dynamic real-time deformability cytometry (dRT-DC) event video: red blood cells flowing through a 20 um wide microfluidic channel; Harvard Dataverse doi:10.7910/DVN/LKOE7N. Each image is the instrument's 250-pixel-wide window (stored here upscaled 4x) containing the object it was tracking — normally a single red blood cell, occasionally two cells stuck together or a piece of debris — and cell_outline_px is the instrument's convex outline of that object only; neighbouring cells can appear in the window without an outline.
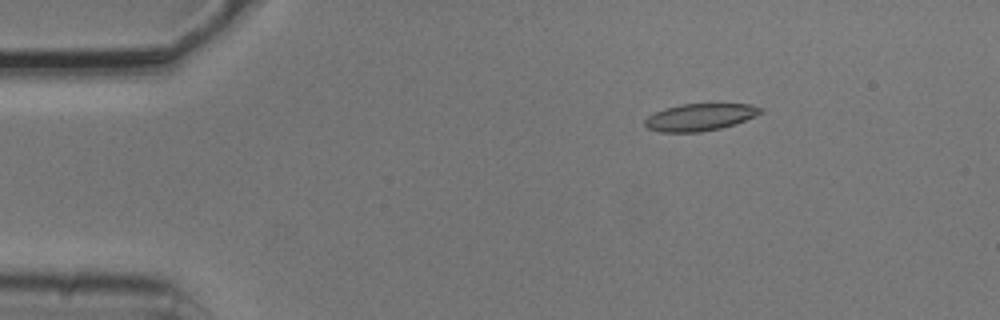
{"species": "common noctule bat (a hibernating species)", "species_latin": "Nyctalus noctula", "temperature_condition": "cold", "stored_images_in_passage": 5, "camera_frame_rate_fps": 3000, "um_per_image_px": 0.085, "animal": {"sex": "male", "body_mass_g": 20.5, "forearm_length_mm": 52.5}, "frame": {"image": 1, "passage_image": 3, "time_ms": 0.667, "image_size_px": [1000, 320], "cell_outline_px": [[764, 112], [756, 116], [736, 124], [720, 128], [700, 132], [660, 132], [648, 128], [644, 124], [644, 120], [648, 116], [664, 108], [680, 104], [752, 104], [764, 108]], "centroid_in_image_um": [59.53, 9.95], "position_along_channel_um": 25.5, "area_um2": 18.44}}